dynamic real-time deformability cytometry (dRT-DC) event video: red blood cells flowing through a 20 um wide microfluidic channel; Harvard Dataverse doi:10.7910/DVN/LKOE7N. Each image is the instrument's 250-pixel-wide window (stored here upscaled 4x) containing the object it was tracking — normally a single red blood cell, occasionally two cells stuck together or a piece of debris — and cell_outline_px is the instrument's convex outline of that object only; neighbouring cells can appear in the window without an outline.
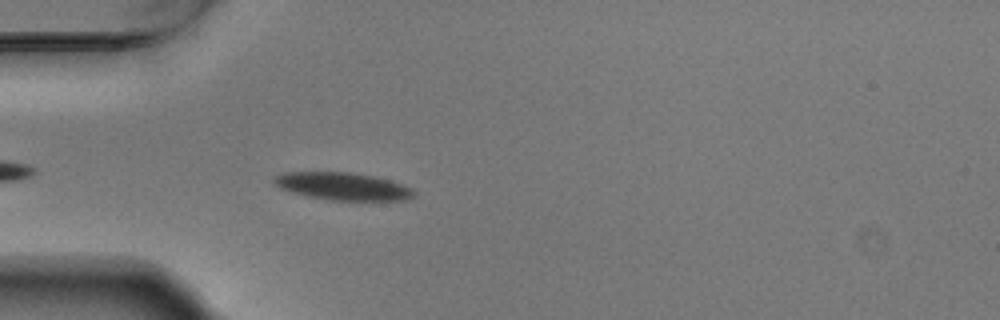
{"species": "Egyptian fruit bat (a non-hibernating species)", "species_latin": "Rousettus aegyptiacus", "temperature_condition": "warm", "stored_images_in_passage": 4, "camera_frame_rate_fps": 3000, "um_per_image_px": 0.085, "animal": {"sex": "male"}, "frame": {"image": 1, "passage_image": 4, "time_ms": 1.0, "image_size_px": [1000, 320], "cell_outline_px": [[416, 192], [408, 200], [328, 200], [308, 196], [292, 192], [280, 188], [272, 180], [276, 176], [284, 172], [352, 172], [372, 176], [388, 180], [412, 188]], "centroid_in_image_um": [29.12, 15.83], "position_along_channel_um": 55.9, "area_um2": 22.25}}